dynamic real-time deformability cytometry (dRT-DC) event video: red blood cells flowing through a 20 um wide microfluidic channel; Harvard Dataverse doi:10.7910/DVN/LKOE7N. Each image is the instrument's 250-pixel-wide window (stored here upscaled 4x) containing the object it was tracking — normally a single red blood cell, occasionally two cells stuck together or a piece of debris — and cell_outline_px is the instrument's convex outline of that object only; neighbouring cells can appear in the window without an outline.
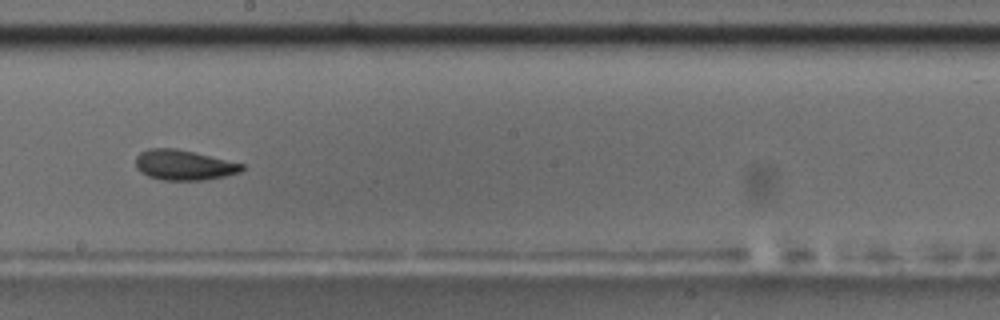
{"species": "common noctule bat (a hibernating species)", "species_latin": "Nyctalus noctula", "temperature_condition": "room temperature", "stored_images_in_passage": 55, "camera_frame_rate_fps": 3000, "um_per_image_px": 0.085, "animal": {"sex": "male", "body_mass_g": 17.5, "forearm_length_mm": 52.3}, "frame": {"image": 1, "passage_image": 31, "time_ms": 10.0, "image_size_px": [1000, 320], "cell_outline_px": [[244, 168], [240, 172], [224, 176], [204, 180], [164, 180], [148, 176], [140, 172], [136, 168], [136, 156], [140, 152], [148, 148], [176, 148], [244, 164]], "centroid_in_image_um": [15.59, 14.02], "position_along_channel_um": 232.6, "area_um2": 18.61}}